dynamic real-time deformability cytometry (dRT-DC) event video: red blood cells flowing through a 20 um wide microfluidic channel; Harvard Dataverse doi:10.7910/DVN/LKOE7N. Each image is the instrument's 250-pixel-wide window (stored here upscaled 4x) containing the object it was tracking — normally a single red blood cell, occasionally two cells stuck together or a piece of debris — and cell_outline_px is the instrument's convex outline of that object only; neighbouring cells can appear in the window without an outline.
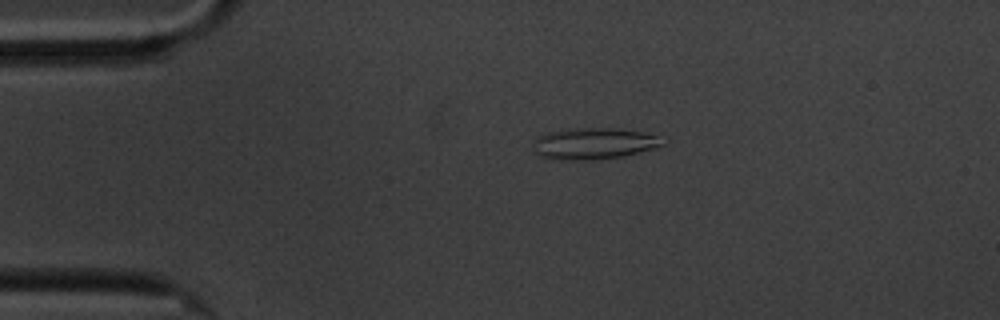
{"species": "common noctule bat (a hibernating species)", "species_latin": "Nyctalus noctula", "temperature_condition": "cold", "stored_images_in_passage": 9, "camera_frame_rate_fps": 3000, "um_per_image_px": 0.085, "animal": {"sex": "male", "body_mass_g": 20.1, "forearm_length_mm": 53.5}, "frame": {"image": 1, "passage_image": 1, "time_ms": 0.0, "image_size_px": [1000, 320], "cell_outline_px": [[664, 144], [656, 148], [624, 156], [592, 160], [560, 160], [540, 156], [532, 152], [536, 136], [544, 132], [568, 128], [616, 128], [644, 132], [656, 136]], "centroid_in_image_um": [50.39, 12.2], "position_along_channel_um": 34.6, "area_um2": 23.99}}
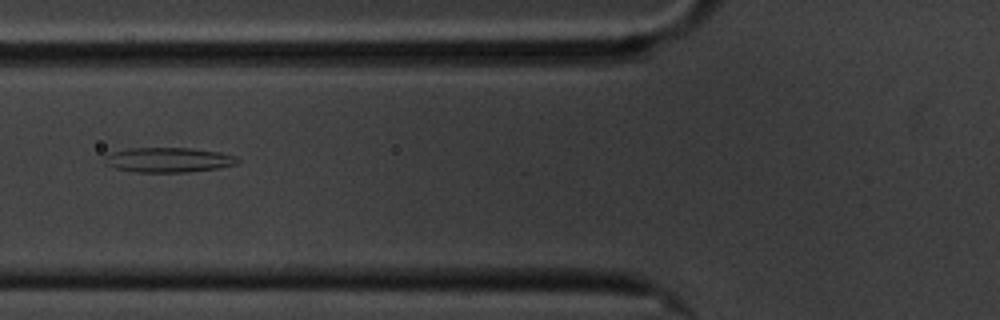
{"frame": {"image": 2, "passage_image": 4, "time_ms": 3.333, "image_size_px": [1000, 320], "cell_outline_px": [[240, 160], [236, 164], [216, 168], [188, 172], [132, 172], [116, 168], [104, 164], [104, 156], [112, 152], [128, 148], [192, 148], [220, 152], [236, 156]], "centroid_in_image_um": [14.29, 13.59], "position_along_channel_um": 111.5, "area_um2": 19.31}}
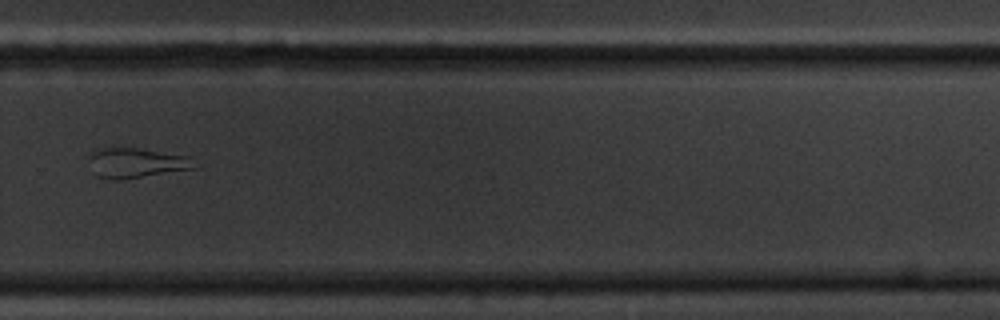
{"frame": {"image": 3, "passage_image": 9, "time_ms": 9.333, "image_size_px": [1000, 320], "cell_outline_px": [[200, 168], [116, 180], [108, 180], [96, 176], [92, 172], [84, 156], [96, 148], [136, 148], [188, 156]], "centroid_in_image_um": [11.48, 13.85], "position_along_channel_um": 318.3, "area_um2": 18.84}}